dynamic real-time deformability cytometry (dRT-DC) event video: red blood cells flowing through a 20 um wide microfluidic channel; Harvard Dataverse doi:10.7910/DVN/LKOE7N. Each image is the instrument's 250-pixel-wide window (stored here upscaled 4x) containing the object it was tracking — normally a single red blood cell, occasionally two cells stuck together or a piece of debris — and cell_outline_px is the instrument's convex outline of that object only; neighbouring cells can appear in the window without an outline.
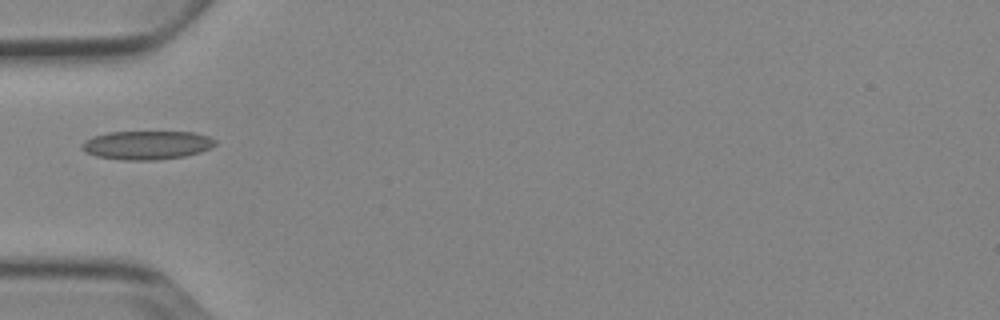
{"species": "Egyptian fruit bat (a non-hibernating species)", "species_latin": "Rousettus aegyptiacus", "temperature_condition": "cold", "stored_images_in_passage": 5, "camera_frame_rate_fps": 3000, "um_per_image_px": 0.085, "animal": {"sex": "female"}, "frame": {"image": 1, "passage_image": 5, "time_ms": 4.667, "image_size_px": [1000, 320], "cell_outline_px": [[216, 144], [212, 148], [200, 152], [184, 156], [156, 160], [120, 160], [96, 156], [84, 152], [80, 148], [80, 144], [84, 140], [92, 136], [108, 132], [192, 132], [208, 136], [216, 140]], "centroid_in_image_um": [12.44, 12.34], "position_along_channel_um": 72.6, "area_um2": 22.54}}